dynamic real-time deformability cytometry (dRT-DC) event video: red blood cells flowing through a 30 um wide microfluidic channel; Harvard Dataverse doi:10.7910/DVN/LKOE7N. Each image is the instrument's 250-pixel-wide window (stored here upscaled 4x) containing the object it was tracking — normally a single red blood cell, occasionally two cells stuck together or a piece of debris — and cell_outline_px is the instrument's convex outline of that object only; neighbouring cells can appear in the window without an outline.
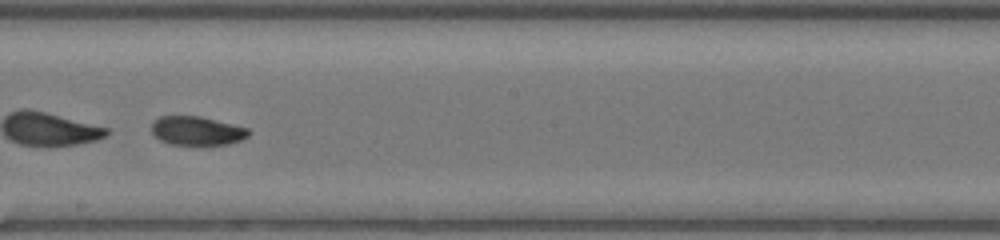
{"species": "common noctule bat (a hibernating species)", "species_latin": "Nyctalus noctula", "temperature_condition": "room temperature", "stored_images_in_passage": 47, "segment_of_instrument_passage": [2, 2], "camera_frame_rate_fps": 3000, "um_per_image_px": 0.085, "animal": {"sex": "female", "body_mass_g": 20.0, "forearm_length_mm": 54.0}, "frame": {"image": 1, "passage_image": 27, "time_ms": 8.667, "image_size_px": [1000, 240], "cell_outline_px": [[252, 132], [248, 136], [240, 140], [228, 144], [168, 144], [160, 140], [152, 132], [152, 120], [160, 116], [200, 116], [248, 128]], "centroid_in_image_um": [16.73, 11.11], "position_along_channel_um": 231.5, "area_um2": 16.24}}
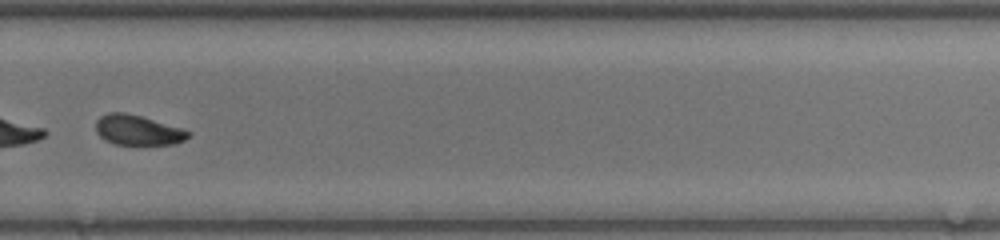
{"frame": {"image": 2, "passage_image": 33, "time_ms": 10.667, "image_size_px": [1000, 240], "cell_outline_px": [[192, 132], [184, 140], [176, 144], [140, 148], [116, 144], [104, 140], [96, 132], [96, 120], [100, 116], [108, 112], [124, 112], [140, 116], [184, 128]], "centroid_in_image_um": [11.74, 11.12], "position_along_channel_um": 318.1, "area_um2": 17.11}}